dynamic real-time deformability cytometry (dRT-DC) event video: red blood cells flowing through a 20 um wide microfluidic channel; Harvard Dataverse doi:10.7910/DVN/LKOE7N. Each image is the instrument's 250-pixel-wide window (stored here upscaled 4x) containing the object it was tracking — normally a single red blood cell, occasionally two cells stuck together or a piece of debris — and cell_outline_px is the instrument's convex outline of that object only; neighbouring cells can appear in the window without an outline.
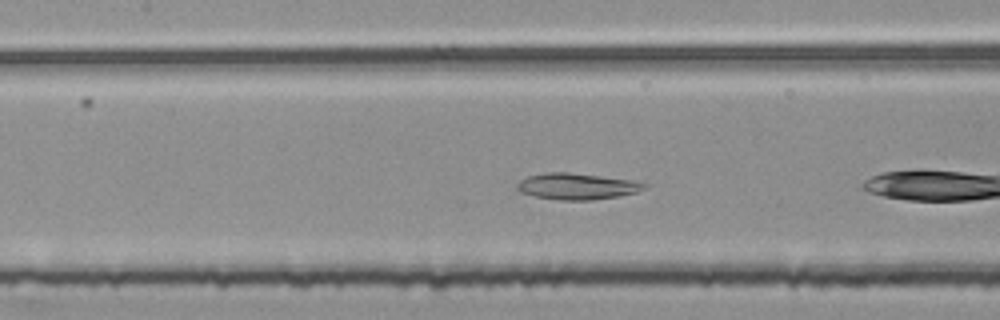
{"species": "common noctule bat (a hibernating species)", "species_latin": "Nyctalus noctula", "temperature_condition": "room temperature", "stored_images_in_passage": 8, "camera_frame_rate_fps": 3000, "um_per_image_px": 0.085, "animal": {"sex": "female", "body_mass_g": 25.1}, "frame": {"image": 1, "passage_image": 7, "time_ms": 2.0, "image_size_px": [1000, 320], "cell_outline_px": [[648, 184], [644, 188], [636, 192], [620, 196], [592, 200], [560, 200], [536, 196], [520, 192], [516, 188], [516, 184], [520, 180], [528, 176], [544, 172], [568, 172], [632, 180]], "centroid_in_image_um": [49.01, 15.83], "position_along_channel_um": 158.4, "area_um2": 19.42}}